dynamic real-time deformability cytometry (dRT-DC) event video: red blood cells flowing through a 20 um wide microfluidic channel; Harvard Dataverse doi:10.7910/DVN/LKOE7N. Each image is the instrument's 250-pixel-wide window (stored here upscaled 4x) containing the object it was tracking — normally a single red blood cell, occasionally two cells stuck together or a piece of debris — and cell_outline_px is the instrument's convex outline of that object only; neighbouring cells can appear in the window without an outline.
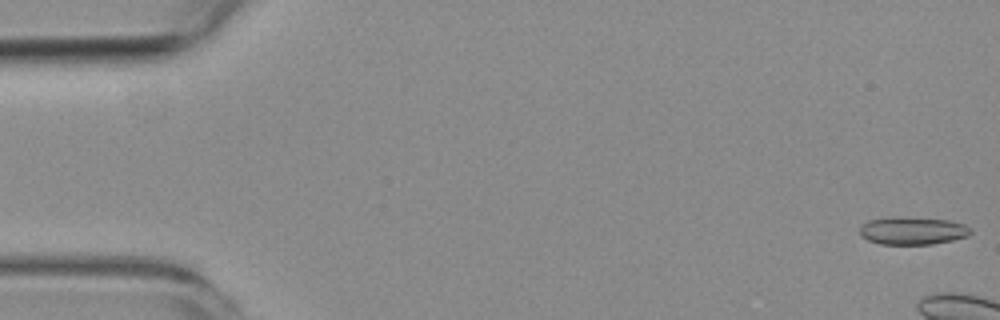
{"species": "common noctule bat (a hibernating species)", "species_latin": "Nyctalus noctula", "temperature_condition": "room temperature", "stored_images_in_passage": 7, "camera_frame_rate_fps": 3000, "um_per_image_px": 0.085, "animal": {"sex": "female", "body_mass_g": 19.3, "forearm_length_mm": 54.1}, "frame": {"image": 1, "passage_image": 1, "time_ms": 0.0, "image_size_px": [1000, 320], "cell_outline_px": [[972, 232], [968, 236], [952, 240], [932, 244], [880, 244], [868, 240], [860, 236], [860, 228], [868, 220], [948, 220], [964, 224], [972, 228]], "centroid_in_image_um": [77.63, 19.68], "position_along_channel_um": 7.4, "area_um2": 16.82}}